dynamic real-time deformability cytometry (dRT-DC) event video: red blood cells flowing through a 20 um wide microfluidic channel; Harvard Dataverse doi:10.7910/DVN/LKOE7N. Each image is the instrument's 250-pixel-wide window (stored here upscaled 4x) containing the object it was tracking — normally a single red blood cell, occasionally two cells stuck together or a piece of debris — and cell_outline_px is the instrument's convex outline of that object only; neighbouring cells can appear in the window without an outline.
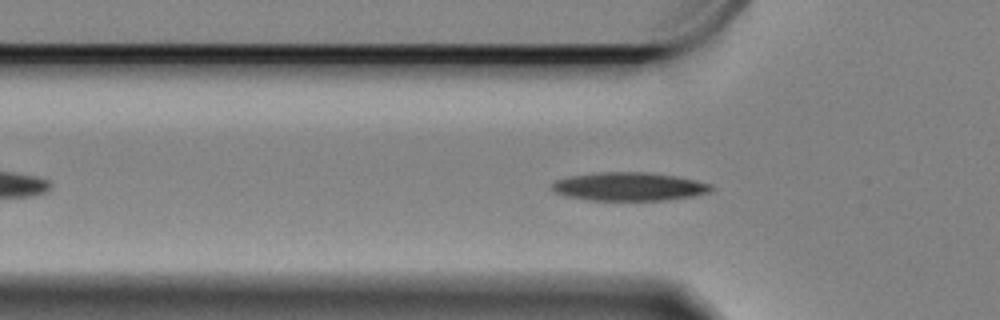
{"species": "Egyptian fruit bat (a non-hibernating species)", "species_latin": "Rousettus aegyptiacus", "temperature_condition": "cold", "stored_images_in_passage": 46, "camera_frame_rate_fps": 3000, "um_per_image_px": 0.085, "animal": {"sex": "female"}, "frame": {"image": 1, "passage_image": 12, "time_ms": 3.667, "image_size_px": [1000, 320], "cell_outline_px": [[716, 188], [712, 192], [692, 196], [668, 200], [588, 200], [564, 196], [556, 192], [552, 188], [552, 184], [556, 180], [568, 176], [600, 172], [648, 172], [676, 176], [696, 180], [712, 184]], "centroid_in_image_um": [53.52, 15.86], "position_along_channel_um": 72.3, "area_um2": 26.59}}
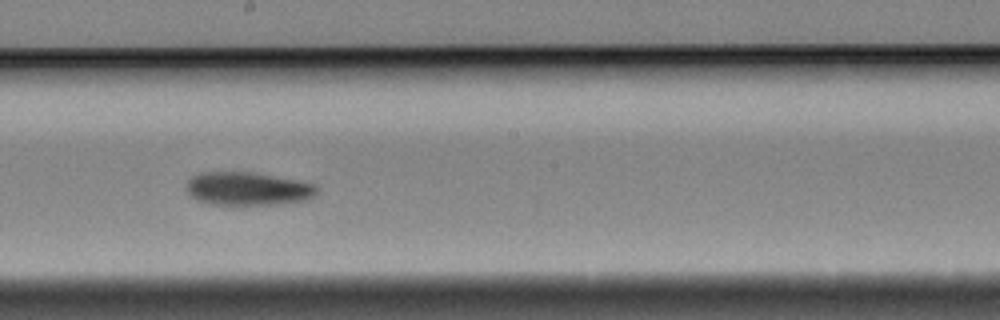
{"frame": {"image": 2, "passage_image": 26, "time_ms": 8.333, "image_size_px": [1000, 320], "cell_outline_px": [[320, 188], [316, 196], [308, 200], [280, 204], [208, 204], [196, 200], [188, 196], [188, 180], [192, 176], [200, 172], [256, 172], [316, 184]], "centroid_in_image_um": [21.1, 16.04], "position_along_channel_um": 227.1, "area_um2": 25.61}}
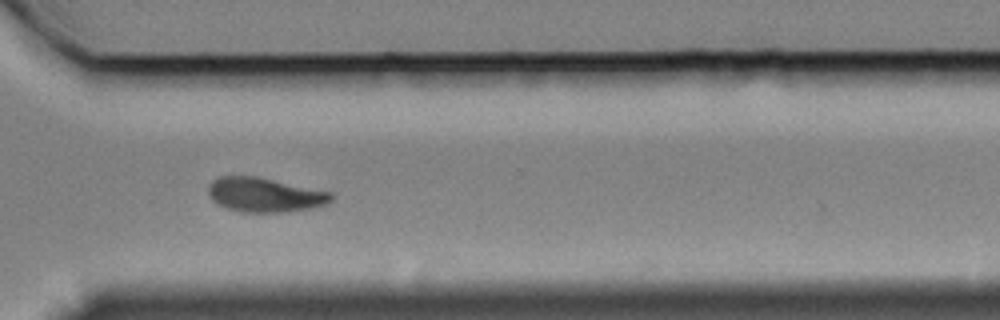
{"frame": {"image": 3, "passage_image": 37, "time_ms": 12.0, "image_size_px": [1000, 320], "cell_outline_px": [[332, 200], [328, 204], [312, 208], [284, 212], [240, 212], [216, 204], [212, 200], [208, 192], [208, 184], [212, 180], [220, 176], [256, 176], [332, 192]], "centroid_in_image_um": [22.49, 16.56], "position_along_channel_um": 348.1, "area_um2": 24.74}, "authors_computed_cell_mechanics": {"area_um2": 25.2297, "velocity_mm_per_s": 3.2977, "shape_relaxation_time_tau1_ms": 4.0875, "shape_relaxation_time_tau2_ms": null, "deformation_change_tau1": 0.1338, "deformation_change_tau2": null}}